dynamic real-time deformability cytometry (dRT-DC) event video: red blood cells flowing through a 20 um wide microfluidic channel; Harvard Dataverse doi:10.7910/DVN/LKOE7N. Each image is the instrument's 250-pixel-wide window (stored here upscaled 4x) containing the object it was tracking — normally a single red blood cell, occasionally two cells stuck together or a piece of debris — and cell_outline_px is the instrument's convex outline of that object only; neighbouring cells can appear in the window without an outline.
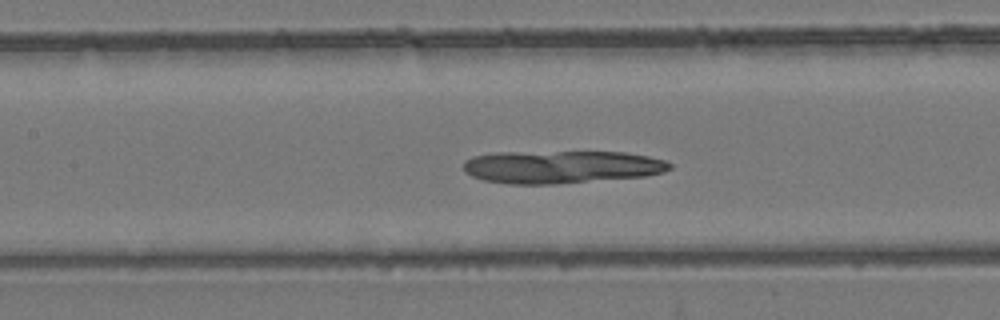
{"species": "common noctule bat (a hibernating species)", "species_latin": "Nyctalus noctula", "temperature_condition": "room temperature", "stored_images_in_passage": 46, "camera_frame_rate_fps": 3000, "um_per_image_px": 0.085, "animal": {"sex": "female", "body_mass_g": 24.6, "forearm_length_mm": 56.2}, "frame": {"image": 1, "passage_image": 17, "time_ms": 5.333, "image_size_px": [1000, 320], "cell_outline_px": [[672, 168], [664, 172], [644, 176], [556, 184], [508, 184], [484, 180], [472, 176], [464, 172], [464, 160], [472, 156], [496, 152], [624, 152], [648, 156], [664, 160], [672, 164]], "centroid_in_image_um": [47.69, 14.18], "position_along_channel_um": 159.7, "area_um2": 39.54}}
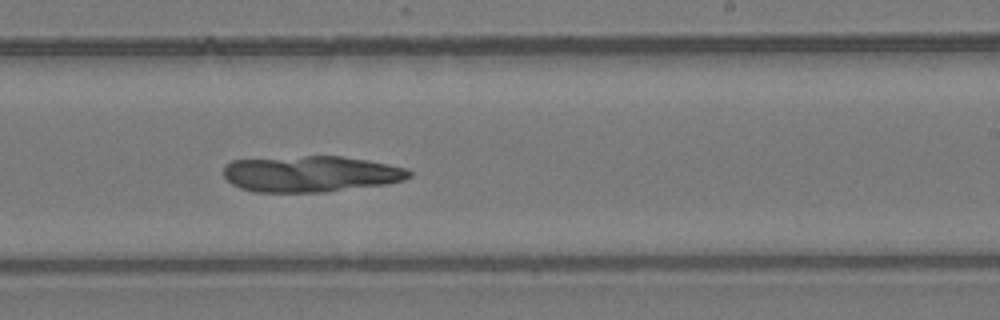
{"frame": {"image": 2, "passage_image": 25, "time_ms": 8.0, "image_size_px": [1000, 320], "cell_outline_px": [[412, 176], [404, 180], [388, 184], [324, 192], [256, 192], [240, 188], [232, 184], [224, 176], [224, 168], [232, 160], [308, 156], [340, 156], [368, 160], [408, 168], [412, 172]], "centroid_in_image_um": [26.46, 14.79], "position_along_channel_um": 262.5, "area_um2": 39.13}}
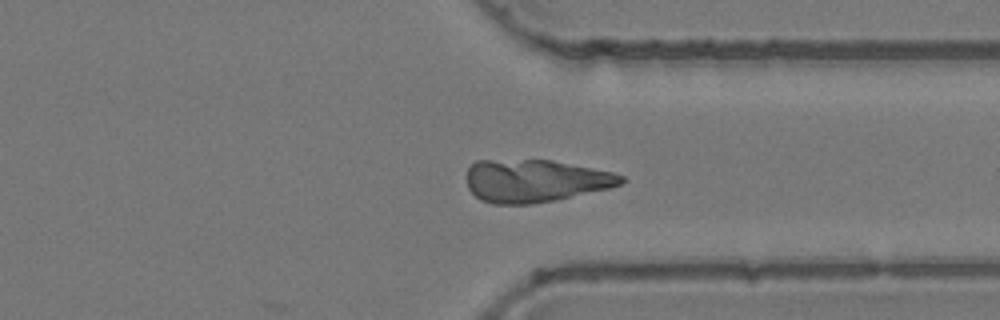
{"frame": {"image": 3, "passage_image": 33, "time_ms": 10.667, "image_size_px": [1000, 320], "cell_outline_px": [[624, 180], [620, 184], [608, 188], [556, 200], [532, 204], [492, 204], [480, 200], [468, 188], [468, 168], [476, 160], [552, 160], [612, 172], [624, 176]], "centroid_in_image_um": [45.46, 15.37], "position_along_channel_um": 365.9, "area_um2": 38.21}}